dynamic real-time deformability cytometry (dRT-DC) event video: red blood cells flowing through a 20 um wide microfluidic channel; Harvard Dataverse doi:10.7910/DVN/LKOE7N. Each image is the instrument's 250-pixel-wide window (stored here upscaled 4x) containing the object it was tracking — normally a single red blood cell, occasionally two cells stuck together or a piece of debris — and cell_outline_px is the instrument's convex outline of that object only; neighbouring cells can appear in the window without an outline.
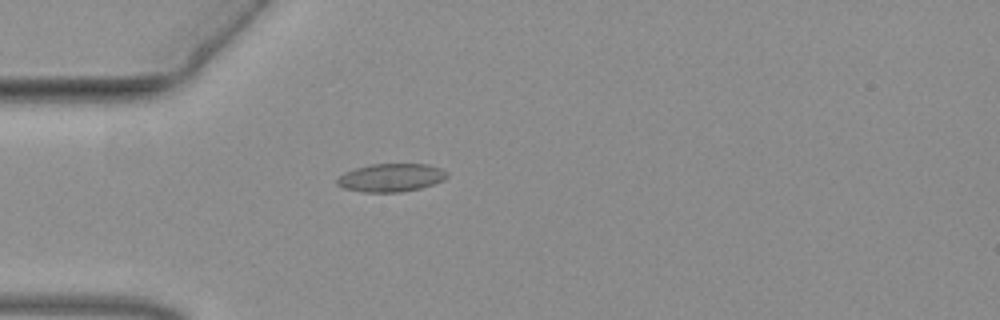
{"species": "common noctule bat (a hibernating species)", "species_latin": "Nyctalus noctula", "temperature_condition": "warm", "stored_images_in_passage": 49, "camera_frame_rate_fps": 3000, "um_per_image_px": 0.085, "animal": {"sex": "female", "body_mass_g": 19.3, "forearm_length_mm": 54.1}, "frame": {"image": 1, "passage_image": 10, "time_ms": 3.0, "image_size_px": [1000, 320], "cell_outline_px": [[448, 176], [444, 180], [420, 188], [400, 192], [364, 192], [344, 188], [336, 184], [336, 180], [344, 172], [356, 168], [372, 164], [428, 164], [440, 168], [448, 172]], "centroid_in_image_um": [33.24, 15.1], "position_along_channel_um": 51.8, "area_um2": 17.98}}
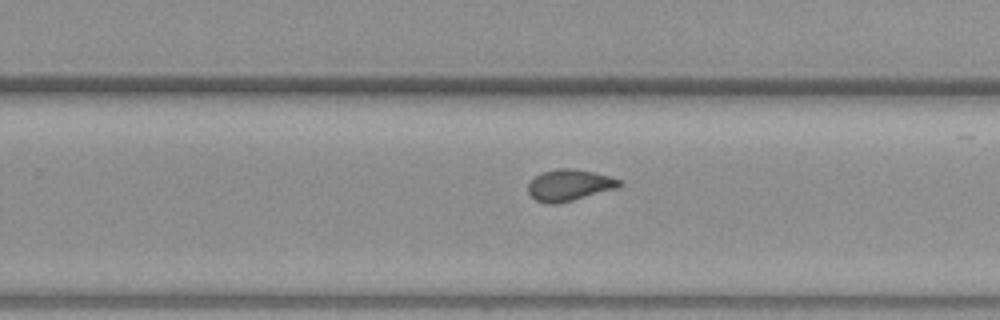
{"frame": {"image": 2, "passage_image": 29, "time_ms": 9.333, "image_size_px": [1000, 320], "cell_outline_px": [[624, 184], [616, 188], [560, 204], [544, 204], [536, 200], [528, 192], [528, 184], [536, 176], [544, 172], [560, 168], [572, 168], [592, 172], [608, 176], [620, 180]], "centroid_in_image_um": [48.38, 15.76], "position_along_channel_um": 281.4, "area_um2": 16.59}}
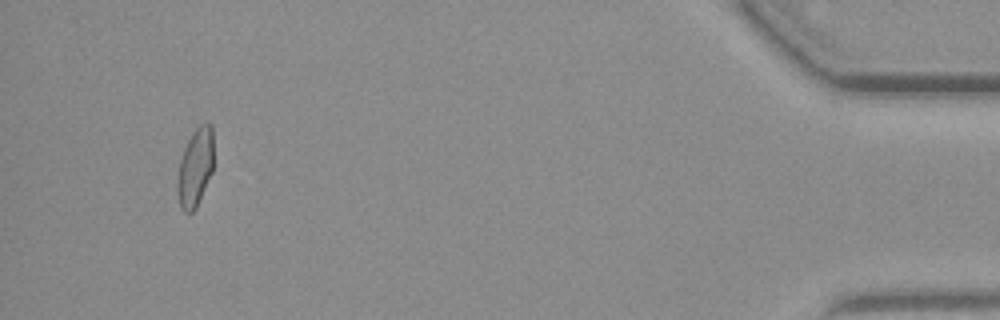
{"frame": {"image": 3, "passage_image": 46, "time_ms": 15.0, "image_size_px": [1000, 320], "cell_outline_px": [[212, 172], [196, 208], [192, 212], [184, 212], [180, 208], [176, 192], [176, 184], [180, 160], [184, 148], [188, 140], [196, 128], [200, 124], [212, 124]], "centroid_in_image_um": [16.57, 14.28], "position_along_channel_um": 418.6, "area_um2": 16.42}}